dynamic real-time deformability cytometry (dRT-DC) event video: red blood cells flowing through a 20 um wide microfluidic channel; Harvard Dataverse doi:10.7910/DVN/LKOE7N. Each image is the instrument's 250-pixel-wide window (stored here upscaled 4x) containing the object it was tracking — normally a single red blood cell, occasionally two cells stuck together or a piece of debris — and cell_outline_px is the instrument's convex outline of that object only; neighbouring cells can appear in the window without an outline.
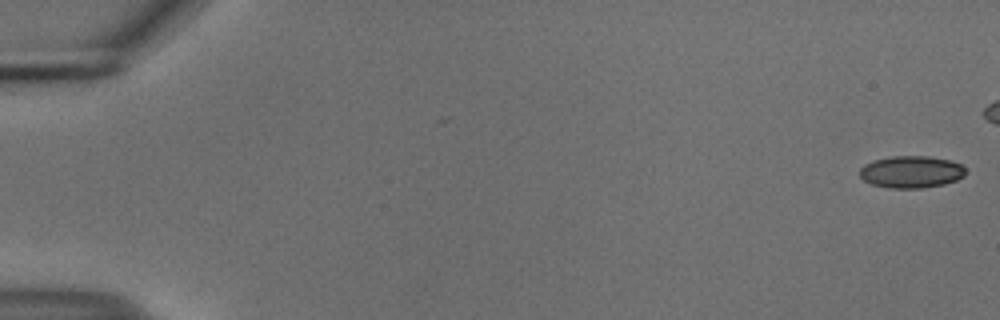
{"species": "common noctule bat (a hibernating species)", "species_latin": "Nyctalus noctula", "temperature_condition": "cold", "stored_images_in_passage": 48, "camera_frame_rate_fps": 3000, "um_per_image_px": 0.085, "animal": {"sex": "male", "body_mass_g": 18.8}, "frame": {"image": 1, "passage_image": 1, "time_ms": 0.0, "image_size_px": [1000, 320], "cell_outline_px": [[964, 176], [956, 180], [944, 184], [920, 188], [892, 188], [872, 184], [864, 180], [860, 176], [860, 168], [864, 164], [872, 160], [892, 156], [928, 156], [952, 160], [960, 164], [964, 168]], "centroid_in_image_um": [77.44, 14.6], "position_along_channel_um": 7.6, "area_um2": 19.77}}
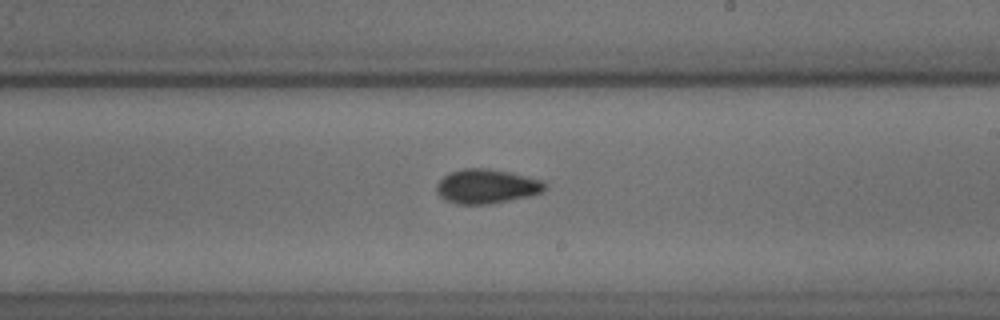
{"frame": {"image": 2, "passage_image": 33, "time_ms": 10.667, "image_size_px": [1000, 320], "cell_outline_px": [[544, 188], [540, 192], [528, 196], [492, 204], [456, 204], [444, 200], [436, 192], [436, 184], [448, 172], [464, 168], [488, 168], [512, 172], [544, 180]], "centroid_in_image_um": [41.32, 15.83], "position_along_channel_um": 247.7, "area_um2": 21.85}}
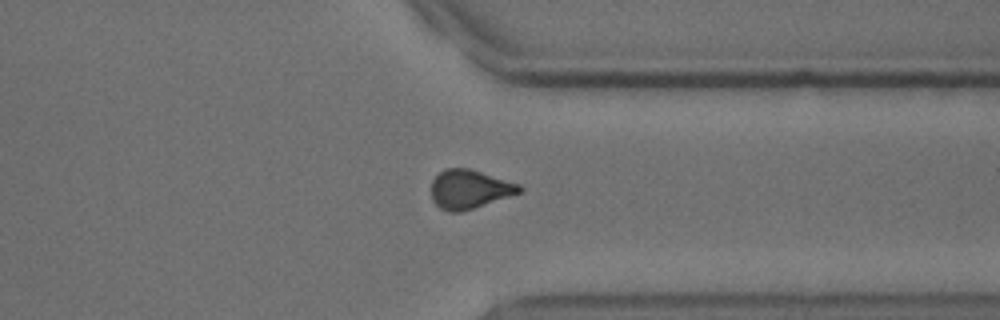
{"frame": {"image": 3, "passage_image": 43, "time_ms": 14.0, "image_size_px": [1000, 320], "cell_outline_px": [[524, 188], [520, 192], [460, 212], [448, 212], [440, 208], [432, 200], [432, 180], [444, 168], [468, 168], [520, 184]], "centroid_in_image_um": [39.87, 16.07], "position_along_channel_um": 371.5, "area_um2": 19.65}}